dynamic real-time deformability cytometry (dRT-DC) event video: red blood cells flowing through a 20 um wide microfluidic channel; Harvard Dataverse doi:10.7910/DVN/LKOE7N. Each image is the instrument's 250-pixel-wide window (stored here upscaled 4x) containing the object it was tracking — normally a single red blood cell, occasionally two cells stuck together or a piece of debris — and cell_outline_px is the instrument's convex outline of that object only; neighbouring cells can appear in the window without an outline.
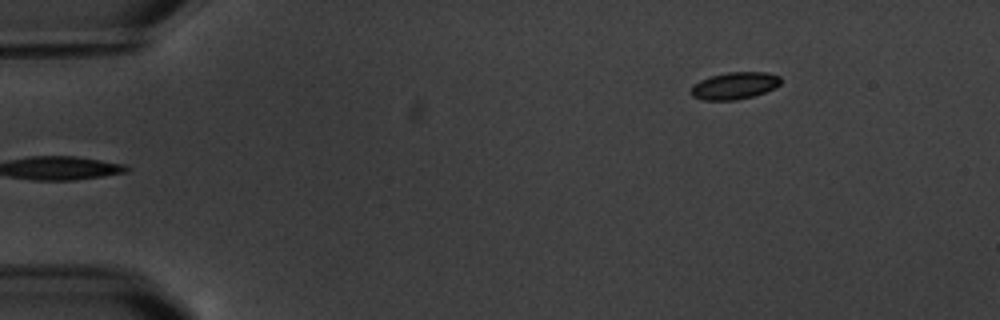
{"species": "common noctule bat (a hibernating species)", "species_latin": "Nyctalus noctula", "temperature_condition": "warm", "stored_images_in_passage": 3, "camera_frame_rate_fps": 3000, "um_per_image_px": 0.085, "animal": {"sex": "male", "body_mass_g": 20.1, "forearm_length_mm": 53.5}, "frame": {"image": 1, "passage_image": 3, "time_ms": 2.333, "image_size_px": [1000, 320], "cell_outline_px": [[780, 84], [776, 88], [752, 96], [736, 100], [704, 100], [692, 96], [688, 92], [700, 80], [712, 76], [728, 72], [764, 72], [780, 76]], "centroid_in_image_um": [62.44, 7.29], "position_along_channel_um": 22.6, "area_um2": 14.05}}